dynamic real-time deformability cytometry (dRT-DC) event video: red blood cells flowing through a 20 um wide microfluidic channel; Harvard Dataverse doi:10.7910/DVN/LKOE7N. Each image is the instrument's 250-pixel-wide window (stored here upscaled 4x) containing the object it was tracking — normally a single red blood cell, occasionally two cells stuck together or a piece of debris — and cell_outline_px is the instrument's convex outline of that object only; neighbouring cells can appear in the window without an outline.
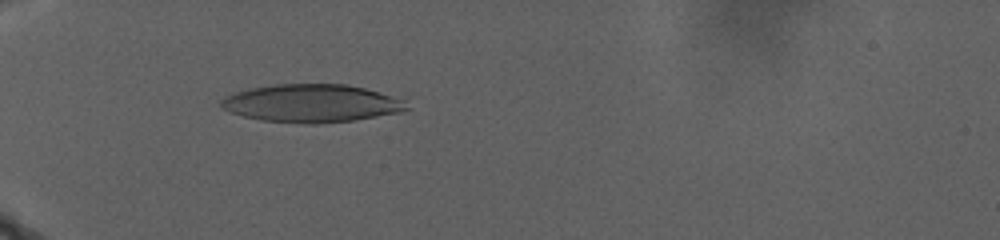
{"species": "human", "species_latin": "Homo sapiens", "temperature_condition": "warm", "stored_images_in_passage": 31, "camera_frame_rate_fps": 3000, "um_per_image_px": 0.085, "donor": {"sex": "male"}, "frame": {"image": 1, "passage_image": 27, "time_ms": 12.667, "image_size_px": [1000, 240], "cell_outline_px": [[412, 108], [400, 112], [356, 120], [316, 124], [304, 124], [264, 120], [244, 116], [220, 108], [220, 100], [224, 96], [248, 88], [276, 84], [348, 84], [364, 88], [404, 100]], "centroid_in_image_um": [26.47, 8.78], "position_along_channel_um": 58.5, "area_um2": 41.15}}
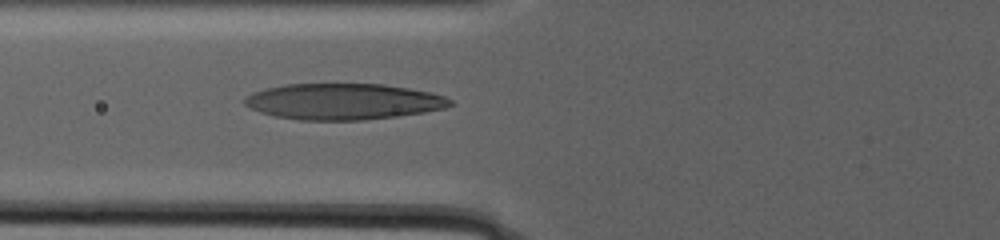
{"frame": {"image": 2, "passage_image": 31, "time_ms": 15.667, "image_size_px": [1000, 240], "cell_outline_px": [[452, 104], [444, 108], [424, 112], [400, 116], [364, 120], [300, 120], [276, 116], [260, 112], [244, 104], [244, 96], [252, 92], [284, 84], [384, 84], [408, 88], [428, 92], [444, 96], [452, 100]], "centroid_in_image_um": [29.17, 8.63], "position_along_channel_um": 96.6, "area_um2": 43.18}}